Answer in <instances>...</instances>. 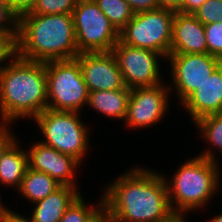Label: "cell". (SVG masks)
I'll list each match as a JSON object with an SVG mask.
<instances>
[{
  "label": "cell",
  "instance_id": "obj_4",
  "mask_svg": "<svg viewBox=\"0 0 222 222\" xmlns=\"http://www.w3.org/2000/svg\"><path fill=\"white\" fill-rule=\"evenodd\" d=\"M217 165L213 151L206 150L180 166L170 184L166 180L173 213L186 214L208 203L219 187Z\"/></svg>",
  "mask_w": 222,
  "mask_h": 222
},
{
  "label": "cell",
  "instance_id": "obj_18",
  "mask_svg": "<svg viewBox=\"0 0 222 222\" xmlns=\"http://www.w3.org/2000/svg\"><path fill=\"white\" fill-rule=\"evenodd\" d=\"M14 141L3 153L0 160V183L19 189L28 168V153ZM20 149V150H19Z\"/></svg>",
  "mask_w": 222,
  "mask_h": 222
},
{
  "label": "cell",
  "instance_id": "obj_24",
  "mask_svg": "<svg viewBox=\"0 0 222 222\" xmlns=\"http://www.w3.org/2000/svg\"><path fill=\"white\" fill-rule=\"evenodd\" d=\"M208 54L222 60V22L204 25Z\"/></svg>",
  "mask_w": 222,
  "mask_h": 222
},
{
  "label": "cell",
  "instance_id": "obj_23",
  "mask_svg": "<svg viewBox=\"0 0 222 222\" xmlns=\"http://www.w3.org/2000/svg\"><path fill=\"white\" fill-rule=\"evenodd\" d=\"M78 0H36L28 14H72Z\"/></svg>",
  "mask_w": 222,
  "mask_h": 222
},
{
  "label": "cell",
  "instance_id": "obj_17",
  "mask_svg": "<svg viewBox=\"0 0 222 222\" xmlns=\"http://www.w3.org/2000/svg\"><path fill=\"white\" fill-rule=\"evenodd\" d=\"M131 89L98 90L89 92L88 105L106 116L125 120Z\"/></svg>",
  "mask_w": 222,
  "mask_h": 222
},
{
  "label": "cell",
  "instance_id": "obj_13",
  "mask_svg": "<svg viewBox=\"0 0 222 222\" xmlns=\"http://www.w3.org/2000/svg\"><path fill=\"white\" fill-rule=\"evenodd\" d=\"M27 153L28 168L48 174L61 185L76 188L73 176L74 170L80 165L78 160L40 141L34 144Z\"/></svg>",
  "mask_w": 222,
  "mask_h": 222
},
{
  "label": "cell",
  "instance_id": "obj_8",
  "mask_svg": "<svg viewBox=\"0 0 222 222\" xmlns=\"http://www.w3.org/2000/svg\"><path fill=\"white\" fill-rule=\"evenodd\" d=\"M78 52H110L119 32L94 0H78L72 12Z\"/></svg>",
  "mask_w": 222,
  "mask_h": 222
},
{
  "label": "cell",
  "instance_id": "obj_10",
  "mask_svg": "<svg viewBox=\"0 0 222 222\" xmlns=\"http://www.w3.org/2000/svg\"><path fill=\"white\" fill-rule=\"evenodd\" d=\"M172 84L183 103L222 63L218 57L206 54H169Z\"/></svg>",
  "mask_w": 222,
  "mask_h": 222
},
{
  "label": "cell",
  "instance_id": "obj_33",
  "mask_svg": "<svg viewBox=\"0 0 222 222\" xmlns=\"http://www.w3.org/2000/svg\"><path fill=\"white\" fill-rule=\"evenodd\" d=\"M161 7L177 11L184 3V0H158Z\"/></svg>",
  "mask_w": 222,
  "mask_h": 222
},
{
  "label": "cell",
  "instance_id": "obj_2",
  "mask_svg": "<svg viewBox=\"0 0 222 222\" xmlns=\"http://www.w3.org/2000/svg\"><path fill=\"white\" fill-rule=\"evenodd\" d=\"M78 52L72 14L18 15L17 55L37 62L75 59Z\"/></svg>",
  "mask_w": 222,
  "mask_h": 222
},
{
  "label": "cell",
  "instance_id": "obj_35",
  "mask_svg": "<svg viewBox=\"0 0 222 222\" xmlns=\"http://www.w3.org/2000/svg\"><path fill=\"white\" fill-rule=\"evenodd\" d=\"M209 222H222V214L219 215V216H216V217L213 218V219H210Z\"/></svg>",
  "mask_w": 222,
  "mask_h": 222
},
{
  "label": "cell",
  "instance_id": "obj_36",
  "mask_svg": "<svg viewBox=\"0 0 222 222\" xmlns=\"http://www.w3.org/2000/svg\"><path fill=\"white\" fill-rule=\"evenodd\" d=\"M96 222H108V219L105 214H103Z\"/></svg>",
  "mask_w": 222,
  "mask_h": 222
},
{
  "label": "cell",
  "instance_id": "obj_34",
  "mask_svg": "<svg viewBox=\"0 0 222 222\" xmlns=\"http://www.w3.org/2000/svg\"><path fill=\"white\" fill-rule=\"evenodd\" d=\"M183 216L184 214L174 213L167 220L162 221V222H186V219H184Z\"/></svg>",
  "mask_w": 222,
  "mask_h": 222
},
{
  "label": "cell",
  "instance_id": "obj_29",
  "mask_svg": "<svg viewBox=\"0 0 222 222\" xmlns=\"http://www.w3.org/2000/svg\"><path fill=\"white\" fill-rule=\"evenodd\" d=\"M0 160L5 150L16 140L9 132L8 124L0 123Z\"/></svg>",
  "mask_w": 222,
  "mask_h": 222
},
{
  "label": "cell",
  "instance_id": "obj_7",
  "mask_svg": "<svg viewBox=\"0 0 222 222\" xmlns=\"http://www.w3.org/2000/svg\"><path fill=\"white\" fill-rule=\"evenodd\" d=\"M175 10L160 7L135 13L119 32V40L129 46L152 50L165 58L170 54Z\"/></svg>",
  "mask_w": 222,
  "mask_h": 222
},
{
  "label": "cell",
  "instance_id": "obj_32",
  "mask_svg": "<svg viewBox=\"0 0 222 222\" xmlns=\"http://www.w3.org/2000/svg\"><path fill=\"white\" fill-rule=\"evenodd\" d=\"M0 222H31L30 219L21 216L13 211H8L0 214Z\"/></svg>",
  "mask_w": 222,
  "mask_h": 222
},
{
  "label": "cell",
  "instance_id": "obj_25",
  "mask_svg": "<svg viewBox=\"0 0 222 222\" xmlns=\"http://www.w3.org/2000/svg\"><path fill=\"white\" fill-rule=\"evenodd\" d=\"M194 15L204 25L222 22V0H206Z\"/></svg>",
  "mask_w": 222,
  "mask_h": 222
},
{
  "label": "cell",
  "instance_id": "obj_12",
  "mask_svg": "<svg viewBox=\"0 0 222 222\" xmlns=\"http://www.w3.org/2000/svg\"><path fill=\"white\" fill-rule=\"evenodd\" d=\"M81 67L89 92L117 90L126 87L114 54L110 52H82L75 58Z\"/></svg>",
  "mask_w": 222,
  "mask_h": 222
},
{
  "label": "cell",
  "instance_id": "obj_16",
  "mask_svg": "<svg viewBox=\"0 0 222 222\" xmlns=\"http://www.w3.org/2000/svg\"><path fill=\"white\" fill-rule=\"evenodd\" d=\"M80 195V192L71 186L61 185L57 190L41 201L34 203L31 222H59L66 209Z\"/></svg>",
  "mask_w": 222,
  "mask_h": 222
},
{
  "label": "cell",
  "instance_id": "obj_37",
  "mask_svg": "<svg viewBox=\"0 0 222 222\" xmlns=\"http://www.w3.org/2000/svg\"><path fill=\"white\" fill-rule=\"evenodd\" d=\"M0 200H1V199H0ZM8 211H11V210H8V208L6 209V208L4 207V205H2L1 202H0V214H2V213H4V212H8Z\"/></svg>",
  "mask_w": 222,
  "mask_h": 222
},
{
  "label": "cell",
  "instance_id": "obj_21",
  "mask_svg": "<svg viewBox=\"0 0 222 222\" xmlns=\"http://www.w3.org/2000/svg\"><path fill=\"white\" fill-rule=\"evenodd\" d=\"M99 9L108 17L114 28L120 32L132 19V12L126 0H94Z\"/></svg>",
  "mask_w": 222,
  "mask_h": 222
},
{
  "label": "cell",
  "instance_id": "obj_5",
  "mask_svg": "<svg viewBox=\"0 0 222 222\" xmlns=\"http://www.w3.org/2000/svg\"><path fill=\"white\" fill-rule=\"evenodd\" d=\"M47 108L79 112L88 103L89 91L76 59L45 62Z\"/></svg>",
  "mask_w": 222,
  "mask_h": 222
},
{
  "label": "cell",
  "instance_id": "obj_38",
  "mask_svg": "<svg viewBox=\"0 0 222 222\" xmlns=\"http://www.w3.org/2000/svg\"><path fill=\"white\" fill-rule=\"evenodd\" d=\"M107 219H108V222H119V221L114 220L113 218H107Z\"/></svg>",
  "mask_w": 222,
  "mask_h": 222
},
{
  "label": "cell",
  "instance_id": "obj_14",
  "mask_svg": "<svg viewBox=\"0 0 222 222\" xmlns=\"http://www.w3.org/2000/svg\"><path fill=\"white\" fill-rule=\"evenodd\" d=\"M208 53L204 24L194 14L175 11L170 54Z\"/></svg>",
  "mask_w": 222,
  "mask_h": 222
},
{
  "label": "cell",
  "instance_id": "obj_15",
  "mask_svg": "<svg viewBox=\"0 0 222 222\" xmlns=\"http://www.w3.org/2000/svg\"><path fill=\"white\" fill-rule=\"evenodd\" d=\"M182 104L194 123L205 116L222 113V63Z\"/></svg>",
  "mask_w": 222,
  "mask_h": 222
},
{
  "label": "cell",
  "instance_id": "obj_11",
  "mask_svg": "<svg viewBox=\"0 0 222 222\" xmlns=\"http://www.w3.org/2000/svg\"><path fill=\"white\" fill-rule=\"evenodd\" d=\"M171 86L162 83L151 87L131 89L127 115L124 121L132 128H144L158 123L168 108V94Z\"/></svg>",
  "mask_w": 222,
  "mask_h": 222
},
{
  "label": "cell",
  "instance_id": "obj_6",
  "mask_svg": "<svg viewBox=\"0 0 222 222\" xmlns=\"http://www.w3.org/2000/svg\"><path fill=\"white\" fill-rule=\"evenodd\" d=\"M79 118L78 112L45 109L34 118L45 138L41 143L81 162L89 138L87 126Z\"/></svg>",
  "mask_w": 222,
  "mask_h": 222
},
{
  "label": "cell",
  "instance_id": "obj_31",
  "mask_svg": "<svg viewBox=\"0 0 222 222\" xmlns=\"http://www.w3.org/2000/svg\"><path fill=\"white\" fill-rule=\"evenodd\" d=\"M12 8L18 13L29 10L36 0H9Z\"/></svg>",
  "mask_w": 222,
  "mask_h": 222
},
{
  "label": "cell",
  "instance_id": "obj_9",
  "mask_svg": "<svg viewBox=\"0 0 222 222\" xmlns=\"http://www.w3.org/2000/svg\"><path fill=\"white\" fill-rule=\"evenodd\" d=\"M122 72L123 80L129 89L151 87L161 83L159 57H165L152 50L132 47L120 40L111 51Z\"/></svg>",
  "mask_w": 222,
  "mask_h": 222
},
{
  "label": "cell",
  "instance_id": "obj_28",
  "mask_svg": "<svg viewBox=\"0 0 222 222\" xmlns=\"http://www.w3.org/2000/svg\"><path fill=\"white\" fill-rule=\"evenodd\" d=\"M132 12L140 13L155 10L161 7L158 0H126Z\"/></svg>",
  "mask_w": 222,
  "mask_h": 222
},
{
  "label": "cell",
  "instance_id": "obj_26",
  "mask_svg": "<svg viewBox=\"0 0 222 222\" xmlns=\"http://www.w3.org/2000/svg\"><path fill=\"white\" fill-rule=\"evenodd\" d=\"M18 15L10 1L0 0V32H18Z\"/></svg>",
  "mask_w": 222,
  "mask_h": 222
},
{
  "label": "cell",
  "instance_id": "obj_19",
  "mask_svg": "<svg viewBox=\"0 0 222 222\" xmlns=\"http://www.w3.org/2000/svg\"><path fill=\"white\" fill-rule=\"evenodd\" d=\"M60 186L61 184L48 174L27 168L18 191L29 201L36 203L49 196Z\"/></svg>",
  "mask_w": 222,
  "mask_h": 222
},
{
  "label": "cell",
  "instance_id": "obj_27",
  "mask_svg": "<svg viewBox=\"0 0 222 222\" xmlns=\"http://www.w3.org/2000/svg\"><path fill=\"white\" fill-rule=\"evenodd\" d=\"M18 32H0V64L9 58L17 56ZM6 65H0V71Z\"/></svg>",
  "mask_w": 222,
  "mask_h": 222
},
{
  "label": "cell",
  "instance_id": "obj_1",
  "mask_svg": "<svg viewBox=\"0 0 222 222\" xmlns=\"http://www.w3.org/2000/svg\"><path fill=\"white\" fill-rule=\"evenodd\" d=\"M166 179L160 173L135 167L107 187L104 214L119 222H162L173 211Z\"/></svg>",
  "mask_w": 222,
  "mask_h": 222
},
{
  "label": "cell",
  "instance_id": "obj_22",
  "mask_svg": "<svg viewBox=\"0 0 222 222\" xmlns=\"http://www.w3.org/2000/svg\"><path fill=\"white\" fill-rule=\"evenodd\" d=\"M195 124L205 140L222 152V113L200 118Z\"/></svg>",
  "mask_w": 222,
  "mask_h": 222
},
{
  "label": "cell",
  "instance_id": "obj_20",
  "mask_svg": "<svg viewBox=\"0 0 222 222\" xmlns=\"http://www.w3.org/2000/svg\"><path fill=\"white\" fill-rule=\"evenodd\" d=\"M96 207L87 208L81 194L66 209L59 222H96L104 214L103 196Z\"/></svg>",
  "mask_w": 222,
  "mask_h": 222
},
{
  "label": "cell",
  "instance_id": "obj_30",
  "mask_svg": "<svg viewBox=\"0 0 222 222\" xmlns=\"http://www.w3.org/2000/svg\"><path fill=\"white\" fill-rule=\"evenodd\" d=\"M205 1L206 0H184L183 5L177 11L194 14Z\"/></svg>",
  "mask_w": 222,
  "mask_h": 222
},
{
  "label": "cell",
  "instance_id": "obj_3",
  "mask_svg": "<svg viewBox=\"0 0 222 222\" xmlns=\"http://www.w3.org/2000/svg\"><path fill=\"white\" fill-rule=\"evenodd\" d=\"M10 62L0 71V121L5 124L47 109L45 63L18 55Z\"/></svg>",
  "mask_w": 222,
  "mask_h": 222
}]
</instances>
